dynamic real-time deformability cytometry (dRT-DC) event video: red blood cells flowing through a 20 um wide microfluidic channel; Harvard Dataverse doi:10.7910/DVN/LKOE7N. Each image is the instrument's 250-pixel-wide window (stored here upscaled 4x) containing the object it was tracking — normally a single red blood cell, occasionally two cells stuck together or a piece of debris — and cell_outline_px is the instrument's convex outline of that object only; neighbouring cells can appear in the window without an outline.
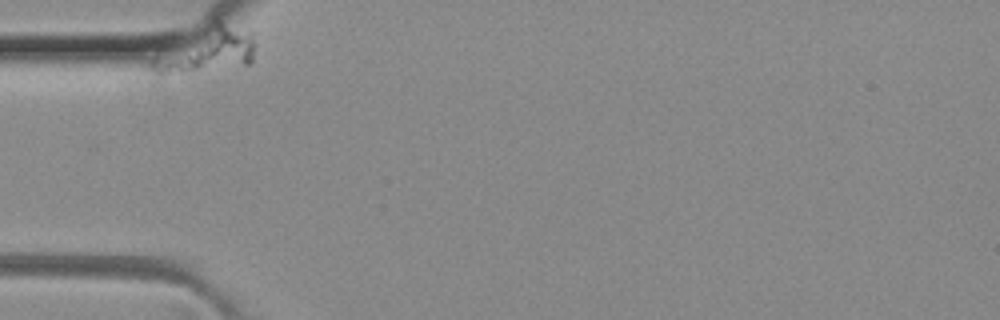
{"species": "common noctule bat (a hibernating species)", "species_latin": "Nyctalus noctula", "temperature_condition": "room temperature", "stored_images_in_passage": 41, "camera_frame_rate_fps": 3000, "um_per_image_px": 0.085, "animal": {"sex": "female", "body_mass_g": 29.2, "forearm_length_mm": 56.3}, "frame": {"image": 1, "passage_image": 1, "time_ms": 0.0, "image_size_px": [1000, 320], "cell_outline_px": [[256, 44], [252, 60], [248, 64], [160, 76], [156, 76], [144, 64], [148, 60], [212, 16], [216, 16], [256, 32]], "centroid_in_image_um": [17.53, 4.17], "position_along_channel_um": 67.5, "area_um2": 29.3}}
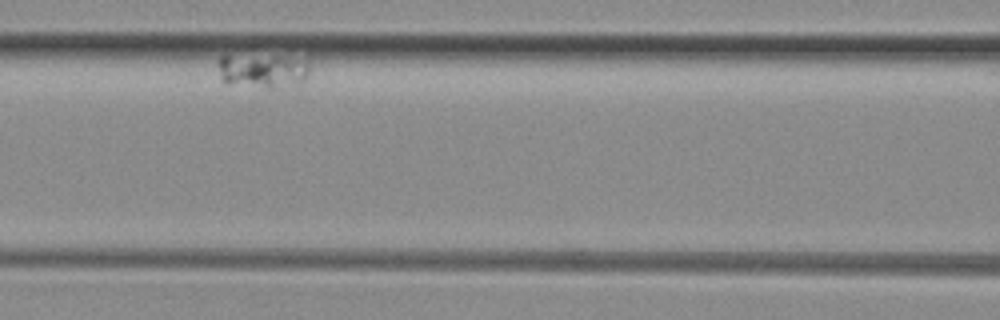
{"frame": {"image": 2, "passage_image": 12, "time_ms": 3.667, "image_size_px": [1000, 320], "cell_outline_px": [[308, 72], [300, 88], [268, 88], [228, 84], [220, 76], [216, 64], [220, 56], [276, 56], [308, 60]], "centroid_in_image_um": [22.37, 6.06], "position_along_channel_um": 144.2, "area_um2": 18.67}}
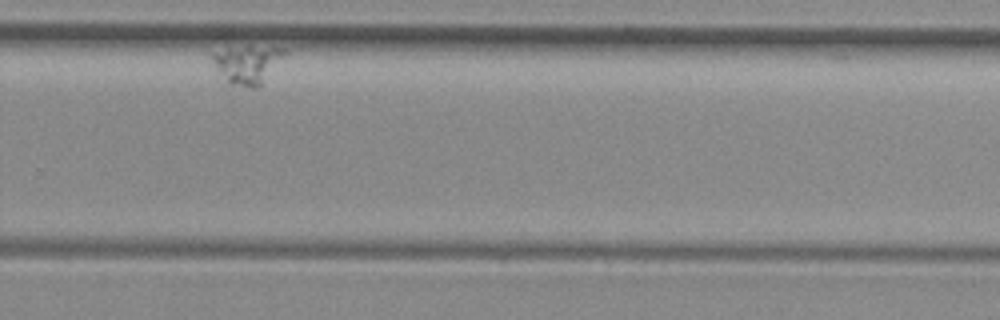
{"frame": {"image": 3, "passage_image": 35, "time_ms": 11.333, "image_size_px": [1000, 320], "cell_outline_px": [[288, 52], [260, 88], [248, 88], [232, 84], [216, 76], [208, 56], [208, 52], [248, 44], [284, 48]], "centroid_in_image_um": [20.95, 5.44], "position_along_channel_um": 308.9, "area_um2": 17.51}}